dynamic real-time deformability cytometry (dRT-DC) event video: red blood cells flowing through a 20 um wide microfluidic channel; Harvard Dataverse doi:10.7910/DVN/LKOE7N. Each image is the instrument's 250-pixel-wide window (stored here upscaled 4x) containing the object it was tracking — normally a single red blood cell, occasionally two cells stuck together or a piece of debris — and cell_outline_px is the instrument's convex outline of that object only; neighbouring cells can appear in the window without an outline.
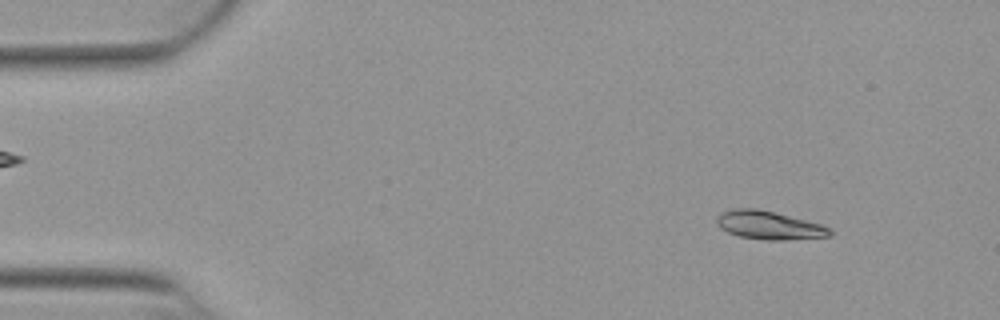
{"species": "Egyptian fruit bat (a non-hibernating species)", "species_latin": "Rousettus aegyptiacus", "temperature_condition": "warm", "stored_images_in_passage": 44, "camera_frame_rate_fps": 3000, "um_per_image_px": 0.085, "animal": {"sex": "female"}, "frame": {"image": 1, "passage_image": 5, "time_ms": 1.333, "image_size_px": [1000, 320], "cell_outline_px": [[832, 236], [784, 240], [764, 240], [740, 236], [728, 232], [720, 228], [716, 224], [716, 220], [724, 212], [736, 208], [756, 208], [820, 224], [832, 228]], "centroid_in_image_um": [65.39, 19.16], "position_along_channel_um": 19.6, "area_um2": 18.38}}
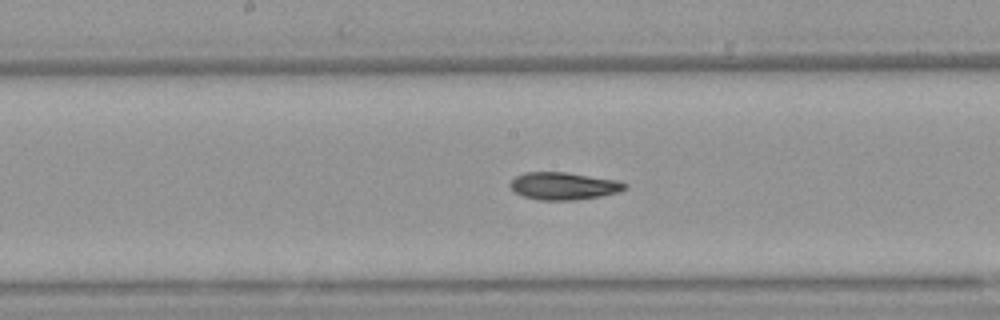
{"frame": {"image": 2, "passage_image": 26, "time_ms": 8.333, "image_size_px": [1000, 320], "cell_outline_px": [[628, 188], [620, 192], [600, 196], [576, 200], [536, 200], [520, 196], [512, 192], [508, 184], [516, 176], [524, 172], [568, 172], [616, 180], [628, 184]], "centroid_in_image_um": [47.87, 15.81], "position_along_channel_um": 200.3, "area_um2": 18.73}}
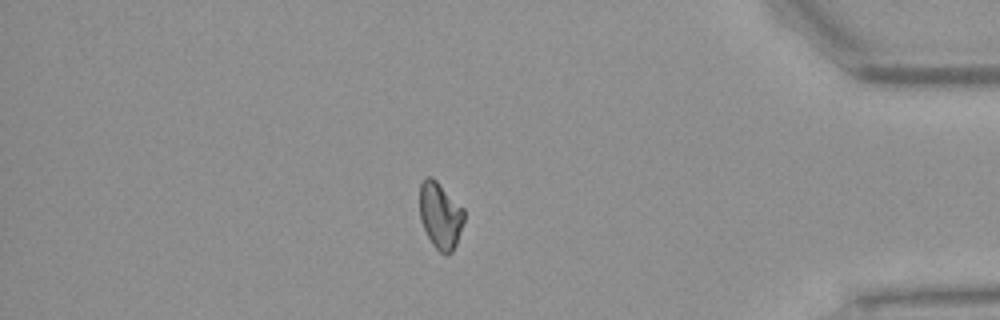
{"frame": {"image": 3, "passage_image": 44, "time_ms": 14.333, "image_size_px": [1000, 320], "cell_outline_px": [[464, 220], [456, 244], [452, 252], [448, 256], [444, 256], [432, 244], [420, 220], [420, 184], [424, 176], [432, 176], [464, 208]], "centroid_in_image_um": [37.42, 18.31], "position_along_channel_um": 397.8, "area_um2": 17.34}, "authors_computed_cell_mechanics": {"area_um2": 18.2648, "velocity_mm_per_s": 3.8833, "shape_relaxation_time_tau1_ms": 8.9811, "shape_relaxation_time_tau2_ms": 5.5716, "deformation_change_tau1": 0.2256, "deformation_change_tau2": 0.0971}}